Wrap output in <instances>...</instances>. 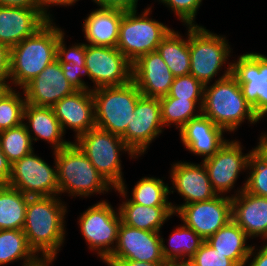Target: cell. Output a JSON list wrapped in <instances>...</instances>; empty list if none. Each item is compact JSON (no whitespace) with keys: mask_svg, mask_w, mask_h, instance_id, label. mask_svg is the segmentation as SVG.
<instances>
[{"mask_svg":"<svg viewBox=\"0 0 267 266\" xmlns=\"http://www.w3.org/2000/svg\"><path fill=\"white\" fill-rule=\"evenodd\" d=\"M22 90L26 103L51 108L59 100L76 91L64 76L63 69L57 59L47 65Z\"/></svg>","mask_w":267,"mask_h":266,"instance_id":"18","label":"cell"},{"mask_svg":"<svg viewBox=\"0 0 267 266\" xmlns=\"http://www.w3.org/2000/svg\"><path fill=\"white\" fill-rule=\"evenodd\" d=\"M11 175V163L6 158L0 147V185H8Z\"/></svg>","mask_w":267,"mask_h":266,"instance_id":"46","label":"cell"},{"mask_svg":"<svg viewBox=\"0 0 267 266\" xmlns=\"http://www.w3.org/2000/svg\"><path fill=\"white\" fill-rule=\"evenodd\" d=\"M204 85L191 74L175 77L168 95L183 100H203Z\"/></svg>","mask_w":267,"mask_h":266,"instance_id":"38","label":"cell"},{"mask_svg":"<svg viewBox=\"0 0 267 266\" xmlns=\"http://www.w3.org/2000/svg\"><path fill=\"white\" fill-rule=\"evenodd\" d=\"M151 6L141 14L138 10L124 11L116 48L131 62L153 51L172 30L167 25L150 18ZM149 16V17H148Z\"/></svg>","mask_w":267,"mask_h":266,"instance_id":"8","label":"cell"},{"mask_svg":"<svg viewBox=\"0 0 267 266\" xmlns=\"http://www.w3.org/2000/svg\"><path fill=\"white\" fill-rule=\"evenodd\" d=\"M77 222L90 251L96 252L97 257L104 262L117 244L122 222L119 210L108 200H100L81 213Z\"/></svg>","mask_w":267,"mask_h":266,"instance_id":"9","label":"cell"},{"mask_svg":"<svg viewBox=\"0 0 267 266\" xmlns=\"http://www.w3.org/2000/svg\"><path fill=\"white\" fill-rule=\"evenodd\" d=\"M85 66L94 83L91 90L132 81V63L116 47L85 43Z\"/></svg>","mask_w":267,"mask_h":266,"instance_id":"11","label":"cell"},{"mask_svg":"<svg viewBox=\"0 0 267 266\" xmlns=\"http://www.w3.org/2000/svg\"><path fill=\"white\" fill-rule=\"evenodd\" d=\"M242 147L238 139H229L214 156L202 160L212 187L218 195L230 193L240 173L247 170L253 148L245 154Z\"/></svg>","mask_w":267,"mask_h":266,"instance_id":"15","label":"cell"},{"mask_svg":"<svg viewBox=\"0 0 267 266\" xmlns=\"http://www.w3.org/2000/svg\"><path fill=\"white\" fill-rule=\"evenodd\" d=\"M39 258L30 248L23 230H0V266L23 260L22 266H32Z\"/></svg>","mask_w":267,"mask_h":266,"instance_id":"31","label":"cell"},{"mask_svg":"<svg viewBox=\"0 0 267 266\" xmlns=\"http://www.w3.org/2000/svg\"><path fill=\"white\" fill-rule=\"evenodd\" d=\"M16 90L13 88L0 101V132L17 127L23 123L26 100L24 92H18Z\"/></svg>","mask_w":267,"mask_h":266,"instance_id":"37","label":"cell"},{"mask_svg":"<svg viewBox=\"0 0 267 266\" xmlns=\"http://www.w3.org/2000/svg\"><path fill=\"white\" fill-rule=\"evenodd\" d=\"M159 3L165 4L169 10H172L186 27L198 26L195 22L197 12L202 5L203 0H157ZM171 8V9H170Z\"/></svg>","mask_w":267,"mask_h":266,"instance_id":"39","label":"cell"},{"mask_svg":"<svg viewBox=\"0 0 267 266\" xmlns=\"http://www.w3.org/2000/svg\"><path fill=\"white\" fill-rule=\"evenodd\" d=\"M57 163L59 196L90 197L96 193L106 194L115 188L103 178L84 152L73 141L66 147L54 151Z\"/></svg>","mask_w":267,"mask_h":266,"instance_id":"4","label":"cell"},{"mask_svg":"<svg viewBox=\"0 0 267 266\" xmlns=\"http://www.w3.org/2000/svg\"><path fill=\"white\" fill-rule=\"evenodd\" d=\"M53 167L34 150L11 165L8 185L29 197L58 196L57 163Z\"/></svg>","mask_w":267,"mask_h":266,"instance_id":"10","label":"cell"},{"mask_svg":"<svg viewBox=\"0 0 267 266\" xmlns=\"http://www.w3.org/2000/svg\"><path fill=\"white\" fill-rule=\"evenodd\" d=\"M64 31L48 21L34 35L10 48L11 85L22 89L56 60L57 44Z\"/></svg>","mask_w":267,"mask_h":266,"instance_id":"3","label":"cell"},{"mask_svg":"<svg viewBox=\"0 0 267 266\" xmlns=\"http://www.w3.org/2000/svg\"><path fill=\"white\" fill-rule=\"evenodd\" d=\"M162 239V253L167 262L190 259L205 242L192 228L184 224L176 226L168 239L169 246Z\"/></svg>","mask_w":267,"mask_h":266,"instance_id":"32","label":"cell"},{"mask_svg":"<svg viewBox=\"0 0 267 266\" xmlns=\"http://www.w3.org/2000/svg\"><path fill=\"white\" fill-rule=\"evenodd\" d=\"M163 130L159 98L141 96L121 138L137 157H141Z\"/></svg>","mask_w":267,"mask_h":266,"instance_id":"14","label":"cell"},{"mask_svg":"<svg viewBox=\"0 0 267 266\" xmlns=\"http://www.w3.org/2000/svg\"><path fill=\"white\" fill-rule=\"evenodd\" d=\"M130 200L143 206H172L168 183L159 177H142L131 191Z\"/></svg>","mask_w":267,"mask_h":266,"instance_id":"34","label":"cell"},{"mask_svg":"<svg viewBox=\"0 0 267 266\" xmlns=\"http://www.w3.org/2000/svg\"><path fill=\"white\" fill-rule=\"evenodd\" d=\"M29 196L9 185H0V230H22Z\"/></svg>","mask_w":267,"mask_h":266,"instance_id":"30","label":"cell"},{"mask_svg":"<svg viewBox=\"0 0 267 266\" xmlns=\"http://www.w3.org/2000/svg\"><path fill=\"white\" fill-rule=\"evenodd\" d=\"M123 14V10L110 8L91 11L82 23L86 44L116 47Z\"/></svg>","mask_w":267,"mask_h":266,"instance_id":"26","label":"cell"},{"mask_svg":"<svg viewBox=\"0 0 267 266\" xmlns=\"http://www.w3.org/2000/svg\"><path fill=\"white\" fill-rule=\"evenodd\" d=\"M248 239L246 233L231 220L205 241L237 266H246L252 247L247 245Z\"/></svg>","mask_w":267,"mask_h":266,"instance_id":"27","label":"cell"},{"mask_svg":"<svg viewBox=\"0 0 267 266\" xmlns=\"http://www.w3.org/2000/svg\"><path fill=\"white\" fill-rule=\"evenodd\" d=\"M47 22L38 9L0 6V43L11 48L34 35Z\"/></svg>","mask_w":267,"mask_h":266,"instance_id":"22","label":"cell"},{"mask_svg":"<svg viewBox=\"0 0 267 266\" xmlns=\"http://www.w3.org/2000/svg\"><path fill=\"white\" fill-rule=\"evenodd\" d=\"M33 142L23 123L0 132V147L11 165L34 150Z\"/></svg>","mask_w":267,"mask_h":266,"instance_id":"35","label":"cell"},{"mask_svg":"<svg viewBox=\"0 0 267 266\" xmlns=\"http://www.w3.org/2000/svg\"><path fill=\"white\" fill-rule=\"evenodd\" d=\"M247 170L250 171H247L249 173L247 180L245 179V183L240 188L237 187L231 197L243 190L259 197H267V161H264L252 151Z\"/></svg>","mask_w":267,"mask_h":266,"instance_id":"36","label":"cell"},{"mask_svg":"<svg viewBox=\"0 0 267 266\" xmlns=\"http://www.w3.org/2000/svg\"><path fill=\"white\" fill-rule=\"evenodd\" d=\"M259 142L253 151L264 161H267V133H262L260 138L258 139Z\"/></svg>","mask_w":267,"mask_h":266,"instance_id":"48","label":"cell"},{"mask_svg":"<svg viewBox=\"0 0 267 266\" xmlns=\"http://www.w3.org/2000/svg\"><path fill=\"white\" fill-rule=\"evenodd\" d=\"M267 115V111L263 114V116L260 118V121L263 117H265Z\"/></svg>","mask_w":267,"mask_h":266,"instance_id":"53","label":"cell"},{"mask_svg":"<svg viewBox=\"0 0 267 266\" xmlns=\"http://www.w3.org/2000/svg\"><path fill=\"white\" fill-rule=\"evenodd\" d=\"M259 248L260 249H256L255 245L251 247L249 256L247 259L248 260L247 261L248 264H246L247 266H267V246L264 244L263 246H260Z\"/></svg>","mask_w":267,"mask_h":266,"instance_id":"43","label":"cell"},{"mask_svg":"<svg viewBox=\"0 0 267 266\" xmlns=\"http://www.w3.org/2000/svg\"><path fill=\"white\" fill-rule=\"evenodd\" d=\"M190 259L197 266H237L231 259L212 248L206 241Z\"/></svg>","mask_w":267,"mask_h":266,"instance_id":"40","label":"cell"},{"mask_svg":"<svg viewBox=\"0 0 267 266\" xmlns=\"http://www.w3.org/2000/svg\"><path fill=\"white\" fill-rule=\"evenodd\" d=\"M187 30L184 39L180 32L172 29L157 47L175 77L190 74L189 26Z\"/></svg>","mask_w":267,"mask_h":266,"instance_id":"29","label":"cell"},{"mask_svg":"<svg viewBox=\"0 0 267 266\" xmlns=\"http://www.w3.org/2000/svg\"><path fill=\"white\" fill-rule=\"evenodd\" d=\"M52 108L63 132L66 134L68 128L73 130L75 140L96 127L95 102L91 90H76L59 100Z\"/></svg>","mask_w":267,"mask_h":266,"instance_id":"20","label":"cell"},{"mask_svg":"<svg viewBox=\"0 0 267 266\" xmlns=\"http://www.w3.org/2000/svg\"><path fill=\"white\" fill-rule=\"evenodd\" d=\"M98 173L115 189L125 179L122 172L121 155L127 152L131 159L138 157L126 145L121 136L94 127L74 140Z\"/></svg>","mask_w":267,"mask_h":266,"instance_id":"5","label":"cell"},{"mask_svg":"<svg viewBox=\"0 0 267 266\" xmlns=\"http://www.w3.org/2000/svg\"><path fill=\"white\" fill-rule=\"evenodd\" d=\"M79 0H38V11L47 20L53 21V15L50 14L49 8L51 6H72ZM49 11V12H48Z\"/></svg>","mask_w":267,"mask_h":266,"instance_id":"42","label":"cell"},{"mask_svg":"<svg viewBox=\"0 0 267 266\" xmlns=\"http://www.w3.org/2000/svg\"><path fill=\"white\" fill-rule=\"evenodd\" d=\"M172 164L170 179L173 186L169 188L170 194L177 192L179 196L184 199L183 204L178 205L172 203L174 212L180 206L206 201L218 196L217 192L212 187L203 162L196 164L193 162H182L180 160Z\"/></svg>","mask_w":267,"mask_h":266,"instance_id":"16","label":"cell"},{"mask_svg":"<svg viewBox=\"0 0 267 266\" xmlns=\"http://www.w3.org/2000/svg\"><path fill=\"white\" fill-rule=\"evenodd\" d=\"M165 266H181V260H177L174 262H167Z\"/></svg>","mask_w":267,"mask_h":266,"instance_id":"52","label":"cell"},{"mask_svg":"<svg viewBox=\"0 0 267 266\" xmlns=\"http://www.w3.org/2000/svg\"><path fill=\"white\" fill-rule=\"evenodd\" d=\"M91 91L95 102L96 127L122 136L132 120L137 101L142 96L134 81Z\"/></svg>","mask_w":267,"mask_h":266,"instance_id":"7","label":"cell"},{"mask_svg":"<svg viewBox=\"0 0 267 266\" xmlns=\"http://www.w3.org/2000/svg\"><path fill=\"white\" fill-rule=\"evenodd\" d=\"M232 220L246 233L249 240L267 239V197L246 190L232 196Z\"/></svg>","mask_w":267,"mask_h":266,"instance_id":"23","label":"cell"},{"mask_svg":"<svg viewBox=\"0 0 267 266\" xmlns=\"http://www.w3.org/2000/svg\"><path fill=\"white\" fill-rule=\"evenodd\" d=\"M56 59L60 62L64 76L76 90H91L88 82L82 79V76L87 75L90 80L89 70L85 66V42L75 43L67 48L65 33H63L57 44Z\"/></svg>","mask_w":267,"mask_h":266,"instance_id":"28","label":"cell"},{"mask_svg":"<svg viewBox=\"0 0 267 266\" xmlns=\"http://www.w3.org/2000/svg\"><path fill=\"white\" fill-rule=\"evenodd\" d=\"M181 266H197L191 259L181 260Z\"/></svg>","mask_w":267,"mask_h":266,"instance_id":"51","label":"cell"},{"mask_svg":"<svg viewBox=\"0 0 267 266\" xmlns=\"http://www.w3.org/2000/svg\"><path fill=\"white\" fill-rule=\"evenodd\" d=\"M174 214L206 240L232 220V199L230 195H218L213 199L180 206Z\"/></svg>","mask_w":267,"mask_h":266,"instance_id":"13","label":"cell"},{"mask_svg":"<svg viewBox=\"0 0 267 266\" xmlns=\"http://www.w3.org/2000/svg\"><path fill=\"white\" fill-rule=\"evenodd\" d=\"M0 6L38 9V0H0Z\"/></svg>","mask_w":267,"mask_h":266,"instance_id":"47","label":"cell"},{"mask_svg":"<svg viewBox=\"0 0 267 266\" xmlns=\"http://www.w3.org/2000/svg\"><path fill=\"white\" fill-rule=\"evenodd\" d=\"M174 79L158 51L149 52L132 63V80L144 97L168 95Z\"/></svg>","mask_w":267,"mask_h":266,"instance_id":"19","label":"cell"},{"mask_svg":"<svg viewBox=\"0 0 267 266\" xmlns=\"http://www.w3.org/2000/svg\"><path fill=\"white\" fill-rule=\"evenodd\" d=\"M210 86L204 85L202 114L226 133L235 132L243 122L259 123L258 116L243 96L241 86L227 69Z\"/></svg>","mask_w":267,"mask_h":266,"instance_id":"2","label":"cell"},{"mask_svg":"<svg viewBox=\"0 0 267 266\" xmlns=\"http://www.w3.org/2000/svg\"><path fill=\"white\" fill-rule=\"evenodd\" d=\"M54 259H40L36 264L32 266H50L52 265Z\"/></svg>","mask_w":267,"mask_h":266,"instance_id":"50","label":"cell"},{"mask_svg":"<svg viewBox=\"0 0 267 266\" xmlns=\"http://www.w3.org/2000/svg\"><path fill=\"white\" fill-rule=\"evenodd\" d=\"M100 8L120 9L123 11L137 10L139 0H92Z\"/></svg>","mask_w":267,"mask_h":266,"instance_id":"41","label":"cell"},{"mask_svg":"<svg viewBox=\"0 0 267 266\" xmlns=\"http://www.w3.org/2000/svg\"><path fill=\"white\" fill-rule=\"evenodd\" d=\"M122 196V204L118 206L121 221L127 226L137 229L162 232L163 225L172 218L174 210L172 206H143L133 203L129 198L127 185L123 182L114 190ZM127 198V199H126Z\"/></svg>","mask_w":267,"mask_h":266,"instance_id":"24","label":"cell"},{"mask_svg":"<svg viewBox=\"0 0 267 266\" xmlns=\"http://www.w3.org/2000/svg\"><path fill=\"white\" fill-rule=\"evenodd\" d=\"M179 132L185 149L197 156H202V160L214 156L229 140L223 136L226 131L202 113L188 121Z\"/></svg>","mask_w":267,"mask_h":266,"instance_id":"21","label":"cell"},{"mask_svg":"<svg viewBox=\"0 0 267 266\" xmlns=\"http://www.w3.org/2000/svg\"><path fill=\"white\" fill-rule=\"evenodd\" d=\"M161 233L137 229L121 222L117 244L107 259L164 262Z\"/></svg>","mask_w":267,"mask_h":266,"instance_id":"17","label":"cell"},{"mask_svg":"<svg viewBox=\"0 0 267 266\" xmlns=\"http://www.w3.org/2000/svg\"><path fill=\"white\" fill-rule=\"evenodd\" d=\"M108 266H165L164 262H143L131 259H106L104 261Z\"/></svg>","mask_w":267,"mask_h":266,"instance_id":"44","label":"cell"},{"mask_svg":"<svg viewBox=\"0 0 267 266\" xmlns=\"http://www.w3.org/2000/svg\"><path fill=\"white\" fill-rule=\"evenodd\" d=\"M59 196L29 197L23 232L30 248L41 259H54L66 236L65 202ZM41 256V257H40Z\"/></svg>","mask_w":267,"mask_h":266,"instance_id":"1","label":"cell"},{"mask_svg":"<svg viewBox=\"0 0 267 266\" xmlns=\"http://www.w3.org/2000/svg\"><path fill=\"white\" fill-rule=\"evenodd\" d=\"M10 48L0 43V79H9Z\"/></svg>","mask_w":267,"mask_h":266,"instance_id":"45","label":"cell"},{"mask_svg":"<svg viewBox=\"0 0 267 266\" xmlns=\"http://www.w3.org/2000/svg\"><path fill=\"white\" fill-rule=\"evenodd\" d=\"M13 88L9 79H0V101L7 95Z\"/></svg>","mask_w":267,"mask_h":266,"instance_id":"49","label":"cell"},{"mask_svg":"<svg viewBox=\"0 0 267 266\" xmlns=\"http://www.w3.org/2000/svg\"><path fill=\"white\" fill-rule=\"evenodd\" d=\"M189 50L190 74L203 85H210L222 71V66L232 69V62L227 60L233 49L226 36L217 35L204 26H189Z\"/></svg>","mask_w":267,"mask_h":266,"instance_id":"6","label":"cell"},{"mask_svg":"<svg viewBox=\"0 0 267 266\" xmlns=\"http://www.w3.org/2000/svg\"><path fill=\"white\" fill-rule=\"evenodd\" d=\"M23 124L26 126L32 141H47L48 144H51L53 152L72 142L63 139L65 133L51 107L34 106L26 103L23 112Z\"/></svg>","mask_w":267,"mask_h":266,"instance_id":"25","label":"cell"},{"mask_svg":"<svg viewBox=\"0 0 267 266\" xmlns=\"http://www.w3.org/2000/svg\"><path fill=\"white\" fill-rule=\"evenodd\" d=\"M231 74L260 119L267 111V56L259 52L244 53L232 63Z\"/></svg>","mask_w":267,"mask_h":266,"instance_id":"12","label":"cell"},{"mask_svg":"<svg viewBox=\"0 0 267 266\" xmlns=\"http://www.w3.org/2000/svg\"><path fill=\"white\" fill-rule=\"evenodd\" d=\"M162 124L165 127L181 129L188 121L202 113L203 100H183L174 97H160ZM198 109H197V108Z\"/></svg>","mask_w":267,"mask_h":266,"instance_id":"33","label":"cell"}]
</instances>
